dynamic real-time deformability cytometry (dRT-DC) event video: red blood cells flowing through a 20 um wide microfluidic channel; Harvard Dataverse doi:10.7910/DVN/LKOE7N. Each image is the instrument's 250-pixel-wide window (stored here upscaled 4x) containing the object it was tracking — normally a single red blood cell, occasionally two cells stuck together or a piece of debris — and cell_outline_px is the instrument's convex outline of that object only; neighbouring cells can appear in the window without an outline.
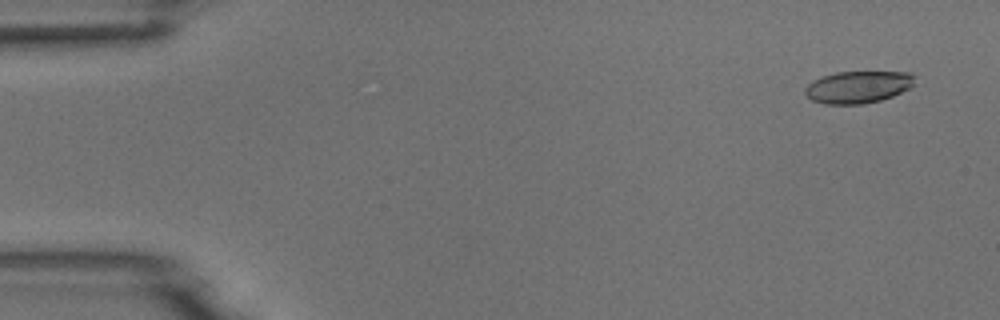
{"species": "common noctule bat (a hibernating species)", "species_latin": "Nyctalus noctula", "temperature_condition": "room temperature", "stored_images_in_passage": 5, "camera_frame_rate_fps": 3000, "um_per_image_px": 0.085, "animal": {"sex": "male", "body_mass_g": 18.8}, "frame": {"image": 1, "passage_image": 1, "time_ms": 0.0, "image_size_px": [1000, 320], "cell_outline_px": [[916, 76], [912, 84], [908, 88], [892, 96], [880, 100], [864, 104], [824, 104], [812, 100], [804, 92], [804, 88], [812, 80], [836, 72], [908, 72]], "centroid_in_image_um": [72.9, 7.4], "position_along_channel_um": 12.1, "area_um2": 20.4}}
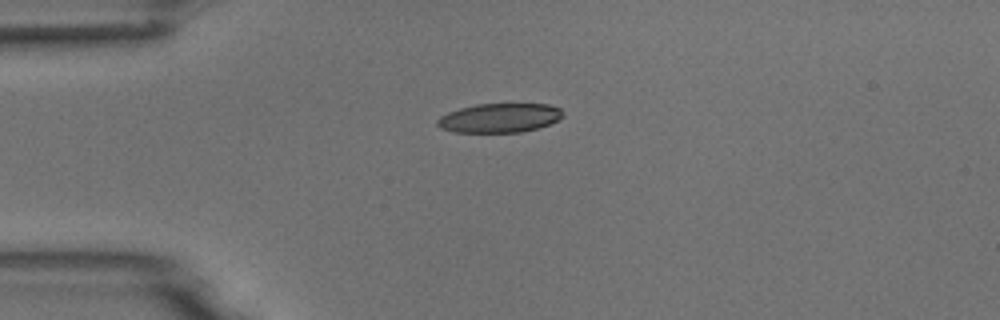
{"frame": {"image": 2, "passage_image": 4, "time_ms": 3.333, "image_size_px": [1000, 320], "cell_outline_px": [[564, 116], [548, 124], [536, 128], [520, 132], [452, 132], [440, 128], [436, 124], [436, 120], [440, 116], [448, 112], [460, 108], [476, 104], [548, 104], [560, 108], [564, 112]], "centroid_in_image_um": [42.43, 10.02], "position_along_channel_um": 42.6, "area_um2": 21.33}}